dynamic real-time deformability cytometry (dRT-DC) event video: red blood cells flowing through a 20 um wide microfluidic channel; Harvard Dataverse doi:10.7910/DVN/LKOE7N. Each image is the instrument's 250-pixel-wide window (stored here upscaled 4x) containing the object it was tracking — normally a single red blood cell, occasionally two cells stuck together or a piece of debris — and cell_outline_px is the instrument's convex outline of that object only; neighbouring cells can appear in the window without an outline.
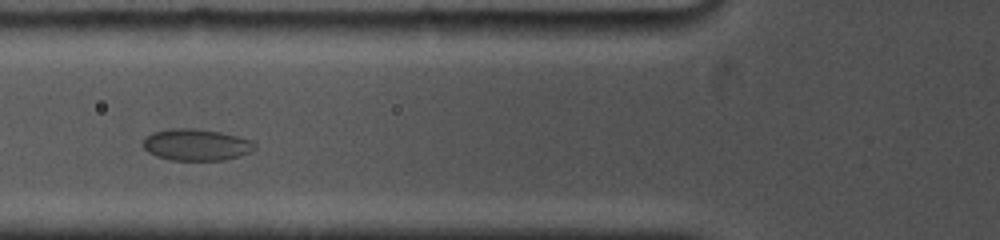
{"species": "common noctule bat (a hibernating species)", "species_latin": "Nyctalus noctula", "temperature_condition": "cold", "stored_images_in_passage": 48, "camera_frame_rate_fps": 5000, "um_per_image_px": 0.085, "animal": {"sex": "female", "body_mass_g": 19.0, "forearm_length_mm": 53.3}, "frame": {"image": 1, "passage_image": 9, "time_ms": 2.0, "image_size_px": [1000, 240], "cell_outline_px": [[256, 148], [252, 152], [240, 156], [224, 160], [168, 160], [156, 156], [148, 152], [144, 148], [144, 140], [152, 132], [168, 128], [192, 128], [220, 132], [252, 140], [256, 144]], "centroid_in_image_um": [16.7, 12.31], "position_along_channel_um": 109.1, "area_um2": 20.69}}
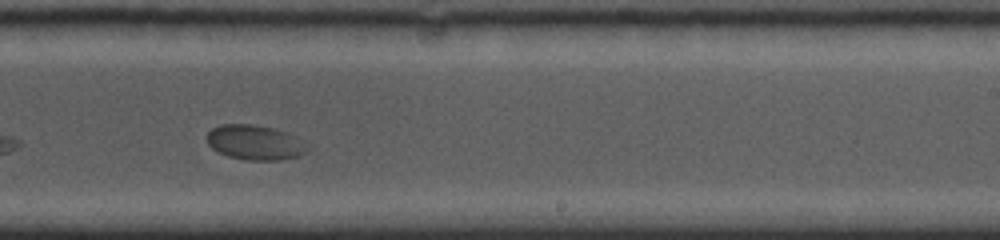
{"frame": {"image": 2, "passage_image": 27, "time_ms": 6.4, "image_size_px": [1000, 240], "cell_outline_px": [[312, 148], [308, 152], [300, 156], [284, 160], [244, 160], [228, 156], [212, 148], [208, 144], [208, 132], [212, 128], [220, 124], [252, 124], [272, 128], [288, 132], [312, 144]], "centroid_in_image_um": [21.79, 12.12], "position_along_channel_um": 267.2, "area_um2": 20.92}}
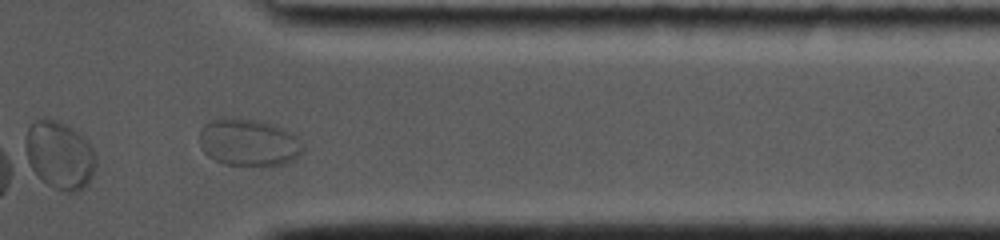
{"frame": {"image": 3, "passage_image": 41, "time_ms": 9.8, "image_size_px": [1000, 240], "cell_outline_px": [[304, 148], [300, 156], [284, 164], [224, 164], [208, 156], [204, 152], [200, 144], [200, 128], [204, 124], [212, 120], [224, 116], [232, 116], [256, 120], [272, 124], [292, 132], [304, 144]], "centroid_in_image_um": [21.13, 12.06], "position_along_channel_um": 390.3, "area_um2": 28.55}, "authors_computed_cell_mechanics": {"area_um2": 21.2415, "velocity_mm_per_s": 3.6068, "shape_relaxation_time_tau1_ms": 5.4386, "shape_relaxation_time_tau2_ms": null, "deformation_change_tau1": 0.1003, "deformation_change_tau2": null}}